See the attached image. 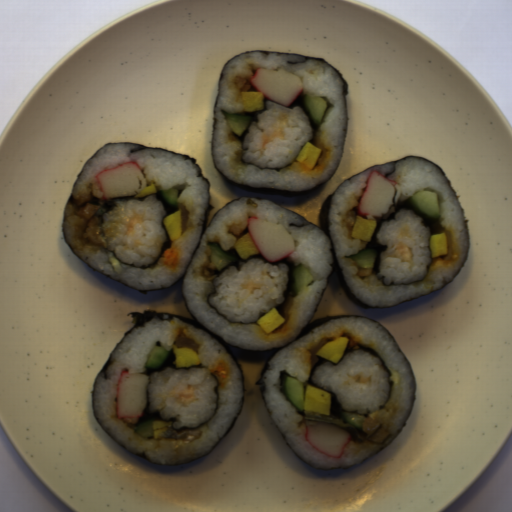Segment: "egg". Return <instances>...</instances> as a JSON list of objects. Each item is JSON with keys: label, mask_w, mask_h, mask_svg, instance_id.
Returning a JSON list of instances; mask_svg holds the SVG:
<instances>
[{"label": "egg", "mask_w": 512, "mask_h": 512, "mask_svg": "<svg viewBox=\"0 0 512 512\" xmlns=\"http://www.w3.org/2000/svg\"><path fill=\"white\" fill-rule=\"evenodd\" d=\"M349 340L350 338L343 335L332 339L319 348L316 352V356L323 357L335 365L339 364L348 347Z\"/></svg>", "instance_id": "2"}, {"label": "egg", "mask_w": 512, "mask_h": 512, "mask_svg": "<svg viewBox=\"0 0 512 512\" xmlns=\"http://www.w3.org/2000/svg\"><path fill=\"white\" fill-rule=\"evenodd\" d=\"M332 408L331 393L312 384L305 388V411L329 416Z\"/></svg>", "instance_id": "1"}, {"label": "egg", "mask_w": 512, "mask_h": 512, "mask_svg": "<svg viewBox=\"0 0 512 512\" xmlns=\"http://www.w3.org/2000/svg\"><path fill=\"white\" fill-rule=\"evenodd\" d=\"M151 423L154 429V439H159L160 435L168 431L172 426V422L161 419H152Z\"/></svg>", "instance_id": "11"}, {"label": "egg", "mask_w": 512, "mask_h": 512, "mask_svg": "<svg viewBox=\"0 0 512 512\" xmlns=\"http://www.w3.org/2000/svg\"><path fill=\"white\" fill-rule=\"evenodd\" d=\"M286 321L285 317L279 312L278 309L273 307L270 311L263 314L257 319L256 323L260 326L262 332L270 334Z\"/></svg>", "instance_id": "6"}, {"label": "egg", "mask_w": 512, "mask_h": 512, "mask_svg": "<svg viewBox=\"0 0 512 512\" xmlns=\"http://www.w3.org/2000/svg\"><path fill=\"white\" fill-rule=\"evenodd\" d=\"M156 192H157V186L154 183H151V184L147 185V187H145L143 190H140L139 192L134 194L133 197H135L136 199H142L151 194H156Z\"/></svg>", "instance_id": "12"}, {"label": "egg", "mask_w": 512, "mask_h": 512, "mask_svg": "<svg viewBox=\"0 0 512 512\" xmlns=\"http://www.w3.org/2000/svg\"><path fill=\"white\" fill-rule=\"evenodd\" d=\"M162 224L164 225L169 240H178L182 233L183 225V210L178 208L166 217L163 218Z\"/></svg>", "instance_id": "5"}, {"label": "egg", "mask_w": 512, "mask_h": 512, "mask_svg": "<svg viewBox=\"0 0 512 512\" xmlns=\"http://www.w3.org/2000/svg\"><path fill=\"white\" fill-rule=\"evenodd\" d=\"M234 249L237 255L244 260L249 258L251 255L258 254L259 252L251 234L248 231L236 240Z\"/></svg>", "instance_id": "8"}, {"label": "egg", "mask_w": 512, "mask_h": 512, "mask_svg": "<svg viewBox=\"0 0 512 512\" xmlns=\"http://www.w3.org/2000/svg\"><path fill=\"white\" fill-rule=\"evenodd\" d=\"M242 106L245 112H252L263 110L264 108V95L256 91H243L240 92Z\"/></svg>", "instance_id": "9"}, {"label": "egg", "mask_w": 512, "mask_h": 512, "mask_svg": "<svg viewBox=\"0 0 512 512\" xmlns=\"http://www.w3.org/2000/svg\"><path fill=\"white\" fill-rule=\"evenodd\" d=\"M377 226V219H373L371 217L363 218L356 215L351 236L352 238H357L365 242H369L371 241Z\"/></svg>", "instance_id": "4"}, {"label": "egg", "mask_w": 512, "mask_h": 512, "mask_svg": "<svg viewBox=\"0 0 512 512\" xmlns=\"http://www.w3.org/2000/svg\"><path fill=\"white\" fill-rule=\"evenodd\" d=\"M429 248L431 256H445L449 253V240L446 233L440 232L430 236Z\"/></svg>", "instance_id": "10"}, {"label": "egg", "mask_w": 512, "mask_h": 512, "mask_svg": "<svg viewBox=\"0 0 512 512\" xmlns=\"http://www.w3.org/2000/svg\"><path fill=\"white\" fill-rule=\"evenodd\" d=\"M321 150L322 149L319 147L307 141L295 159L297 162L304 164L306 167L312 170L316 165Z\"/></svg>", "instance_id": "7"}, {"label": "egg", "mask_w": 512, "mask_h": 512, "mask_svg": "<svg viewBox=\"0 0 512 512\" xmlns=\"http://www.w3.org/2000/svg\"><path fill=\"white\" fill-rule=\"evenodd\" d=\"M172 351L175 355V360L172 362L175 368H191L201 364L199 353L190 346L178 347L175 344L172 346Z\"/></svg>", "instance_id": "3"}]
</instances>
